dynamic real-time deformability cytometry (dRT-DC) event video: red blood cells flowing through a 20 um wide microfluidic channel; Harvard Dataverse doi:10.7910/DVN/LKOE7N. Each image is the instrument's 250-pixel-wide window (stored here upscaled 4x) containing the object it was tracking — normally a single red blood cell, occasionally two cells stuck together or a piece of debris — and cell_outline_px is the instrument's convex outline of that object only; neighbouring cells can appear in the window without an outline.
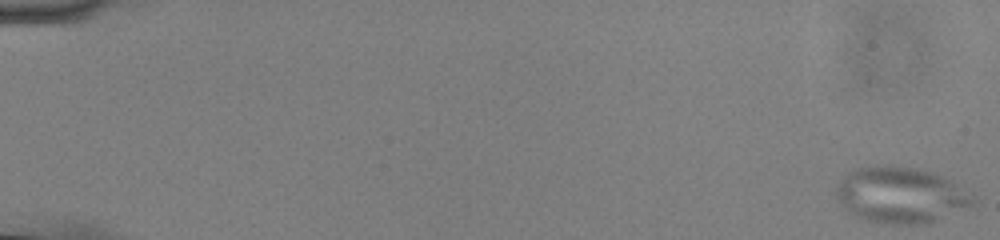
{"species": "common noctule bat (a hibernating species)", "species_latin": "Nyctalus noctula", "temperature_condition": "cold", "stored_images_in_passage": 56, "camera_frame_rate_fps": 3000, "um_per_image_px": 0.085, "animal": {"sex": "male", "body_mass_g": 13.0, "forearm_length_mm": 53.1}, "frame": {"image": 1, "passage_image": 1, "time_ms": 0.0, "image_size_px": [1000, 240], "cell_outline_px": [[976, 200], [972, 204], [928, 224], [892, 224], [868, 220], [852, 216], [844, 208], [836, 196], [836, 188], [840, 180], [848, 172], [856, 168], [876, 164], [888, 164], [916, 168], [932, 172], [948, 180], [976, 196]], "centroid_in_image_um": [76.5, 16.56], "position_along_channel_um": 8.5, "area_um2": 44.62}}
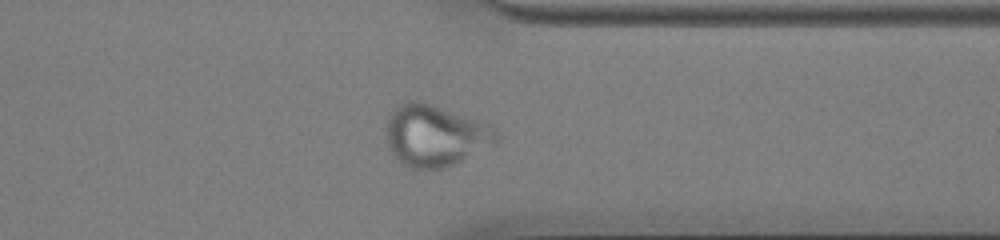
{"frame": {"image": 2, "passage_image": 45, "time_ms": 14.667, "image_size_px": [1000, 240], "cell_outline_px": [[500, 136], [496, 144], [456, 164], [440, 168], [408, 168], [388, 148], [384, 128], [392, 108], [408, 100], [416, 100], [488, 124], [496, 128], [500, 132]], "centroid_in_image_um": [36.99, 11.53], "position_along_channel_um": 374.4, "area_um2": 39.48}}
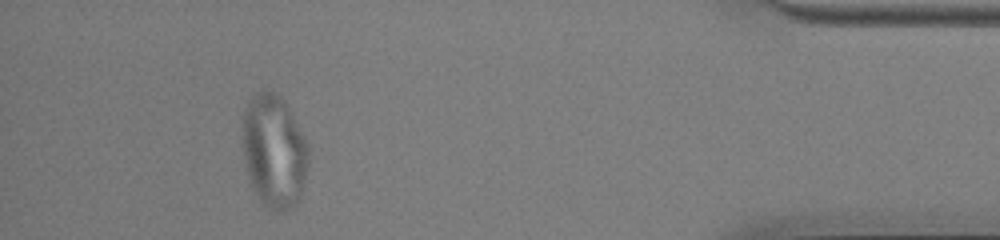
{"frame": {"image": 3, "passage_image": 52, "time_ms": 17.0, "image_size_px": [1000, 240], "cell_outline_px": [[308, 164], [300, 200], [292, 208], [280, 212], [260, 204], [252, 192], [244, 160], [244, 108], [256, 92], [272, 88], [284, 100], [308, 140]], "centroid_in_image_um": [23.32, 12.87], "position_along_channel_um": 411.9, "area_um2": 44.16}}